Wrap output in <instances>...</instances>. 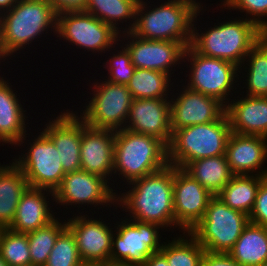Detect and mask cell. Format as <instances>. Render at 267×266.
<instances>
[{
  "label": "cell",
  "instance_id": "21",
  "mask_svg": "<svg viewBox=\"0 0 267 266\" xmlns=\"http://www.w3.org/2000/svg\"><path fill=\"white\" fill-rule=\"evenodd\" d=\"M225 156L233 175L267 177V138L231 132Z\"/></svg>",
  "mask_w": 267,
  "mask_h": 266
},
{
  "label": "cell",
  "instance_id": "32",
  "mask_svg": "<svg viewBox=\"0 0 267 266\" xmlns=\"http://www.w3.org/2000/svg\"><path fill=\"white\" fill-rule=\"evenodd\" d=\"M176 236L171 241H163L159 251L169 266H200L205 249L189 232Z\"/></svg>",
  "mask_w": 267,
  "mask_h": 266
},
{
  "label": "cell",
  "instance_id": "33",
  "mask_svg": "<svg viewBox=\"0 0 267 266\" xmlns=\"http://www.w3.org/2000/svg\"><path fill=\"white\" fill-rule=\"evenodd\" d=\"M56 217L47 225L27 233L31 266H44L59 234L67 227L66 220Z\"/></svg>",
  "mask_w": 267,
  "mask_h": 266
},
{
  "label": "cell",
  "instance_id": "30",
  "mask_svg": "<svg viewBox=\"0 0 267 266\" xmlns=\"http://www.w3.org/2000/svg\"><path fill=\"white\" fill-rule=\"evenodd\" d=\"M264 178L258 175H233L229 183L216 196L231 209L249 216Z\"/></svg>",
  "mask_w": 267,
  "mask_h": 266
},
{
  "label": "cell",
  "instance_id": "26",
  "mask_svg": "<svg viewBox=\"0 0 267 266\" xmlns=\"http://www.w3.org/2000/svg\"><path fill=\"white\" fill-rule=\"evenodd\" d=\"M239 74V91L247 89L242 91L243 95L267 97V34L250 50L239 67Z\"/></svg>",
  "mask_w": 267,
  "mask_h": 266
},
{
  "label": "cell",
  "instance_id": "40",
  "mask_svg": "<svg viewBox=\"0 0 267 266\" xmlns=\"http://www.w3.org/2000/svg\"><path fill=\"white\" fill-rule=\"evenodd\" d=\"M57 15L64 12L84 11L88 0H49Z\"/></svg>",
  "mask_w": 267,
  "mask_h": 266
},
{
  "label": "cell",
  "instance_id": "39",
  "mask_svg": "<svg viewBox=\"0 0 267 266\" xmlns=\"http://www.w3.org/2000/svg\"><path fill=\"white\" fill-rule=\"evenodd\" d=\"M200 266H241L228 253H211L205 251Z\"/></svg>",
  "mask_w": 267,
  "mask_h": 266
},
{
  "label": "cell",
  "instance_id": "35",
  "mask_svg": "<svg viewBox=\"0 0 267 266\" xmlns=\"http://www.w3.org/2000/svg\"><path fill=\"white\" fill-rule=\"evenodd\" d=\"M44 266H86L80 257L75 236L68 227L59 234Z\"/></svg>",
  "mask_w": 267,
  "mask_h": 266
},
{
  "label": "cell",
  "instance_id": "15",
  "mask_svg": "<svg viewBox=\"0 0 267 266\" xmlns=\"http://www.w3.org/2000/svg\"><path fill=\"white\" fill-rule=\"evenodd\" d=\"M119 39H122L119 42L124 40L122 44L129 51L135 68L161 71L174 77L175 67L184 64L185 47L180 42L146 40L131 32L121 33Z\"/></svg>",
  "mask_w": 267,
  "mask_h": 266
},
{
  "label": "cell",
  "instance_id": "44",
  "mask_svg": "<svg viewBox=\"0 0 267 266\" xmlns=\"http://www.w3.org/2000/svg\"><path fill=\"white\" fill-rule=\"evenodd\" d=\"M6 60L9 63L8 59L3 55L2 50L0 48V64H2L3 62H5ZM0 71H1V69H0ZM0 75H2V74H0Z\"/></svg>",
  "mask_w": 267,
  "mask_h": 266
},
{
  "label": "cell",
  "instance_id": "14",
  "mask_svg": "<svg viewBox=\"0 0 267 266\" xmlns=\"http://www.w3.org/2000/svg\"><path fill=\"white\" fill-rule=\"evenodd\" d=\"M71 214L73 216L67 218L66 225L75 236L83 263L86 266H100L109 263L114 234L112 229H115V222L106 223L103 217L94 219L92 216L96 214L95 210L94 213H91L92 215L90 214L91 217L84 211L83 214L79 215L78 213L77 216L74 211ZM112 224H114L113 228Z\"/></svg>",
  "mask_w": 267,
  "mask_h": 266
},
{
  "label": "cell",
  "instance_id": "1",
  "mask_svg": "<svg viewBox=\"0 0 267 266\" xmlns=\"http://www.w3.org/2000/svg\"><path fill=\"white\" fill-rule=\"evenodd\" d=\"M173 180L174 166L168 164L128 183L127 191L124 189L125 192L117 193L116 205L121 212H128L124 216L126 219L157 224L163 231L169 227L174 232Z\"/></svg>",
  "mask_w": 267,
  "mask_h": 266
},
{
  "label": "cell",
  "instance_id": "11",
  "mask_svg": "<svg viewBox=\"0 0 267 266\" xmlns=\"http://www.w3.org/2000/svg\"><path fill=\"white\" fill-rule=\"evenodd\" d=\"M116 220L109 262L144 266L148 258L161 250L163 242L157 224L129 220Z\"/></svg>",
  "mask_w": 267,
  "mask_h": 266
},
{
  "label": "cell",
  "instance_id": "8",
  "mask_svg": "<svg viewBox=\"0 0 267 266\" xmlns=\"http://www.w3.org/2000/svg\"><path fill=\"white\" fill-rule=\"evenodd\" d=\"M249 222V216L245 213L231 209L217 196H213L203 218L189 233L205 251L228 253Z\"/></svg>",
  "mask_w": 267,
  "mask_h": 266
},
{
  "label": "cell",
  "instance_id": "37",
  "mask_svg": "<svg viewBox=\"0 0 267 266\" xmlns=\"http://www.w3.org/2000/svg\"><path fill=\"white\" fill-rule=\"evenodd\" d=\"M218 6L244 13L243 18L254 22L267 34V0H222Z\"/></svg>",
  "mask_w": 267,
  "mask_h": 266
},
{
  "label": "cell",
  "instance_id": "5",
  "mask_svg": "<svg viewBox=\"0 0 267 266\" xmlns=\"http://www.w3.org/2000/svg\"><path fill=\"white\" fill-rule=\"evenodd\" d=\"M113 156V189H119L118 185H114L118 178L125 182L123 187L126 183L157 172L169 164L168 146L162 140L125 128L115 131Z\"/></svg>",
  "mask_w": 267,
  "mask_h": 266
},
{
  "label": "cell",
  "instance_id": "12",
  "mask_svg": "<svg viewBox=\"0 0 267 266\" xmlns=\"http://www.w3.org/2000/svg\"><path fill=\"white\" fill-rule=\"evenodd\" d=\"M119 36L120 33L112 26L85 11L64 12L57 15L56 37L71 43L67 46L85 49L84 52H93L94 56L113 51L115 45L117 49Z\"/></svg>",
  "mask_w": 267,
  "mask_h": 266
},
{
  "label": "cell",
  "instance_id": "22",
  "mask_svg": "<svg viewBox=\"0 0 267 266\" xmlns=\"http://www.w3.org/2000/svg\"><path fill=\"white\" fill-rule=\"evenodd\" d=\"M239 95L225 105L231 132L267 138V97Z\"/></svg>",
  "mask_w": 267,
  "mask_h": 266
},
{
  "label": "cell",
  "instance_id": "23",
  "mask_svg": "<svg viewBox=\"0 0 267 266\" xmlns=\"http://www.w3.org/2000/svg\"><path fill=\"white\" fill-rule=\"evenodd\" d=\"M52 202H55L52 191L28 187L21 196L12 223L7 228L19 233H29L47 225L58 215L50 206H53Z\"/></svg>",
  "mask_w": 267,
  "mask_h": 266
},
{
  "label": "cell",
  "instance_id": "3",
  "mask_svg": "<svg viewBox=\"0 0 267 266\" xmlns=\"http://www.w3.org/2000/svg\"><path fill=\"white\" fill-rule=\"evenodd\" d=\"M149 4L148 0L139 1L135 24L130 32L142 39L175 41L188 47L194 16L204 3L196 0H167L158 5Z\"/></svg>",
  "mask_w": 267,
  "mask_h": 266
},
{
  "label": "cell",
  "instance_id": "45",
  "mask_svg": "<svg viewBox=\"0 0 267 266\" xmlns=\"http://www.w3.org/2000/svg\"><path fill=\"white\" fill-rule=\"evenodd\" d=\"M0 266H8L5 260L0 256Z\"/></svg>",
  "mask_w": 267,
  "mask_h": 266
},
{
  "label": "cell",
  "instance_id": "20",
  "mask_svg": "<svg viewBox=\"0 0 267 266\" xmlns=\"http://www.w3.org/2000/svg\"><path fill=\"white\" fill-rule=\"evenodd\" d=\"M125 129L154 136L168 146L172 136L170 98L133 99Z\"/></svg>",
  "mask_w": 267,
  "mask_h": 266
},
{
  "label": "cell",
  "instance_id": "9",
  "mask_svg": "<svg viewBox=\"0 0 267 266\" xmlns=\"http://www.w3.org/2000/svg\"><path fill=\"white\" fill-rule=\"evenodd\" d=\"M36 134L35 137L31 135L34 139L31 138L30 140V134L27 133L18 142L17 149L22 145L20 148L22 149L25 146L26 150L20 151L21 155L18 154L19 157L16 155L11 161L24 173L29 187L47 189L54 192L66 173L63 170L58 150L52 140L43 131ZM25 144H27V147Z\"/></svg>",
  "mask_w": 267,
  "mask_h": 266
},
{
  "label": "cell",
  "instance_id": "38",
  "mask_svg": "<svg viewBox=\"0 0 267 266\" xmlns=\"http://www.w3.org/2000/svg\"><path fill=\"white\" fill-rule=\"evenodd\" d=\"M249 220L253 224L267 227V177L260 183Z\"/></svg>",
  "mask_w": 267,
  "mask_h": 266
},
{
  "label": "cell",
  "instance_id": "29",
  "mask_svg": "<svg viewBox=\"0 0 267 266\" xmlns=\"http://www.w3.org/2000/svg\"><path fill=\"white\" fill-rule=\"evenodd\" d=\"M228 254L241 266L267 261V227L249 222Z\"/></svg>",
  "mask_w": 267,
  "mask_h": 266
},
{
  "label": "cell",
  "instance_id": "6",
  "mask_svg": "<svg viewBox=\"0 0 267 266\" xmlns=\"http://www.w3.org/2000/svg\"><path fill=\"white\" fill-rule=\"evenodd\" d=\"M230 134L226 113L216 121L175 130L168 145V163L183 168L198 159L225 155Z\"/></svg>",
  "mask_w": 267,
  "mask_h": 266
},
{
  "label": "cell",
  "instance_id": "24",
  "mask_svg": "<svg viewBox=\"0 0 267 266\" xmlns=\"http://www.w3.org/2000/svg\"><path fill=\"white\" fill-rule=\"evenodd\" d=\"M9 80L5 79L4 74L0 76V144L15 147L28 133L26 126L29 123L26 122L28 113H25L24 103L21 104Z\"/></svg>",
  "mask_w": 267,
  "mask_h": 266
},
{
  "label": "cell",
  "instance_id": "7",
  "mask_svg": "<svg viewBox=\"0 0 267 266\" xmlns=\"http://www.w3.org/2000/svg\"><path fill=\"white\" fill-rule=\"evenodd\" d=\"M183 62L189 68L184 84L190 89L214 97L224 105L239 94V67L233 63L201 55L190 45L185 48Z\"/></svg>",
  "mask_w": 267,
  "mask_h": 266
},
{
  "label": "cell",
  "instance_id": "2",
  "mask_svg": "<svg viewBox=\"0 0 267 266\" xmlns=\"http://www.w3.org/2000/svg\"><path fill=\"white\" fill-rule=\"evenodd\" d=\"M207 9L203 5L196 12L192 25L190 46L199 54L218 58L240 67L250 50L266 34L254 22L243 17L231 18L202 31L196 22ZM199 16V18H198ZM198 18V19H197ZM237 18V19H236Z\"/></svg>",
  "mask_w": 267,
  "mask_h": 266
},
{
  "label": "cell",
  "instance_id": "19",
  "mask_svg": "<svg viewBox=\"0 0 267 266\" xmlns=\"http://www.w3.org/2000/svg\"><path fill=\"white\" fill-rule=\"evenodd\" d=\"M115 131L87 126L81 118V169L104 177L111 185L114 168ZM112 176V177H111Z\"/></svg>",
  "mask_w": 267,
  "mask_h": 266
},
{
  "label": "cell",
  "instance_id": "18",
  "mask_svg": "<svg viewBox=\"0 0 267 266\" xmlns=\"http://www.w3.org/2000/svg\"><path fill=\"white\" fill-rule=\"evenodd\" d=\"M76 112L63 109L42 128L55 144L65 173L81 169V117Z\"/></svg>",
  "mask_w": 267,
  "mask_h": 266
},
{
  "label": "cell",
  "instance_id": "34",
  "mask_svg": "<svg viewBox=\"0 0 267 266\" xmlns=\"http://www.w3.org/2000/svg\"><path fill=\"white\" fill-rule=\"evenodd\" d=\"M0 256L8 266H31L27 233L0 228Z\"/></svg>",
  "mask_w": 267,
  "mask_h": 266
},
{
  "label": "cell",
  "instance_id": "25",
  "mask_svg": "<svg viewBox=\"0 0 267 266\" xmlns=\"http://www.w3.org/2000/svg\"><path fill=\"white\" fill-rule=\"evenodd\" d=\"M29 184L20 168L12 161L0 163V228H7L13 221L18 203Z\"/></svg>",
  "mask_w": 267,
  "mask_h": 266
},
{
  "label": "cell",
  "instance_id": "31",
  "mask_svg": "<svg viewBox=\"0 0 267 266\" xmlns=\"http://www.w3.org/2000/svg\"><path fill=\"white\" fill-rule=\"evenodd\" d=\"M164 72L135 68L131 80L127 83L133 99L171 98L172 87L176 79ZM174 80V82H172ZM172 82V83H171ZM170 93V94H169Z\"/></svg>",
  "mask_w": 267,
  "mask_h": 266
},
{
  "label": "cell",
  "instance_id": "27",
  "mask_svg": "<svg viewBox=\"0 0 267 266\" xmlns=\"http://www.w3.org/2000/svg\"><path fill=\"white\" fill-rule=\"evenodd\" d=\"M182 169L213 196H216L233 176L225 155L198 159L187 163Z\"/></svg>",
  "mask_w": 267,
  "mask_h": 266
},
{
  "label": "cell",
  "instance_id": "43",
  "mask_svg": "<svg viewBox=\"0 0 267 266\" xmlns=\"http://www.w3.org/2000/svg\"><path fill=\"white\" fill-rule=\"evenodd\" d=\"M100 266H134V265H129V264H123V263H113L109 262Z\"/></svg>",
  "mask_w": 267,
  "mask_h": 266
},
{
  "label": "cell",
  "instance_id": "28",
  "mask_svg": "<svg viewBox=\"0 0 267 266\" xmlns=\"http://www.w3.org/2000/svg\"><path fill=\"white\" fill-rule=\"evenodd\" d=\"M139 1L140 0H88L84 11L92 14L105 24L112 26L121 34L130 32L133 29L136 8ZM127 21H129L128 24ZM124 22L126 23L125 28L123 27ZM119 25L121 26L119 27Z\"/></svg>",
  "mask_w": 267,
  "mask_h": 266
},
{
  "label": "cell",
  "instance_id": "17",
  "mask_svg": "<svg viewBox=\"0 0 267 266\" xmlns=\"http://www.w3.org/2000/svg\"><path fill=\"white\" fill-rule=\"evenodd\" d=\"M213 195L182 168L174 166L173 207L175 229L190 232L203 218Z\"/></svg>",
  "mask_w": 267,
  "mask_h": 266
},
{
  "label": "cell",
  "instance_id": "10",
  "mask_svg": "<svg viewBox=\"0 0 267 266\" xmlns=\"http://www.w3.org/2000/svg\"><path fill=\"white\" fill-rule=\"evenodd\" d=\"M94 81L90 101L80 111V117L87 126L95 129H124L129 116L133 97L126 85L103 80ZM92 94V95H91ZM83 111V112H82Z\"/></svg>",
  "mask_w": 267,
  "mask_h": 266
},
{
  "label": "cell",
  "instance_id": "42",
  "mask_svg": "<svg viewBox=\"0 0 267 266\" xmlns=\"http://www.w3.org/2000/svg\"><path fill=\"white\" fill-rule=\"evenodd\" d=\"M18 0H0V15L9 11Z\"/></svg>",
  "mask_w": 267,
  "mask_h": 266
},
{
  "label": "cell",
  "instance_id": "46",
  "mask_svg": "<svg viewBox=\"0 0 267 266\" xmlns=\"http://www.w3.org/2000/svg\"><path fill=\"white\" fill-rule=\"evenodd\" d=\"M259 266H267V261L263 262V263L260 264Z\"/></svg>",
  "mask_w": 267,
  "mask_h": 266
},
{
  "label": "cell",
  "instance_id": "36",
  "mask_svg": "<svg viewBox=\"0 0 267 266\" xmlns=\"http://www.w3.org/2000/svg\"><path fill=\"white\" fill-rule=\"evenodd\" d=\"M119 44V48L121 50L114 49V52L111 56H108V60L104 61L102 66L103 69L106 68L108 76H106L105 80L115 83V84H123L127 85V83L131 80L135 66L132 64L131 56L127 48L121 43Z\"/></svg>",
  "mask_w": 267,
  "mask_h": 266
},
{
  "label": "cell",
  "instance_id": "41",
  "mask_svg": "<svg viewBox=\"0 0 267 266\" xmlns=\"http://www.w3.org/2000/svg\"><path fill=\"white\" fill-rule=\"evenodd\" d=\"M144 266H169V264L166 258L160 252H157L148 258Z\"/></svg>",
  "mask_w": 267,
  "mask_h": 266
},
{
  "label": "cell",
  "instance_id": "4",
  "mask_svg": "<svg viewBox=\"0 0 267 266\" xmlns=\"http://www.w3.org/2000/svg\"><path fill=\"white\" fill-rule=\"evenodd\" d=\"M56 25L57 13L49 0H18L9 11L0 15V48L3 55L8 60L16 58L23 49L30 48L34 40L47 37V33L52 31L56 35Z\"/></svg>",
  "mask_w": 267,
  "mask_h": 266
},
{
  "label": "cell",
  "instance_id": "13",
  "mask_svg": "<svg viewBox=\"0 0 267 266\" xmlns=\"http://www.w3.org/2000/svg\"><path fill=\"white\" fill-rule=\"evenodd\" d=\"M111 187L112 185L104 177L80 169L65 174L61 183L53 192L54 200L56 206L58 204L66 208V210L72 206L74 208L77 206L76 213L79 212V214L80 211L78 209L83 206L86 207V205L90 212V206H93L94 209L98 206V210L102 209V212L105 206L108 208L113 206L112 210H117V205L115 204L116 195L119 192Z\"/></svg>",
  "mask_w": 267,
  "mask_h": 266
},
{
  "label": "cell",
  "instance_id": "16",
  "mask_svg": "<svg viewBox=\"0 0 267 266\" xmlns=\"http://www.w3.org/2000/svg\"><path fill=\"white\" fill-rule=\"evenodd\" d=\"M183 80L180 81L183 82L181 84L183 88L177 90L172 88L170 98L172 133L183 127L216 121L225 113V105L218 99L190 89L185 86Z\"/></svg>",
  "mask_w": 267,
  "mask_h": 266
}]
</instances>
